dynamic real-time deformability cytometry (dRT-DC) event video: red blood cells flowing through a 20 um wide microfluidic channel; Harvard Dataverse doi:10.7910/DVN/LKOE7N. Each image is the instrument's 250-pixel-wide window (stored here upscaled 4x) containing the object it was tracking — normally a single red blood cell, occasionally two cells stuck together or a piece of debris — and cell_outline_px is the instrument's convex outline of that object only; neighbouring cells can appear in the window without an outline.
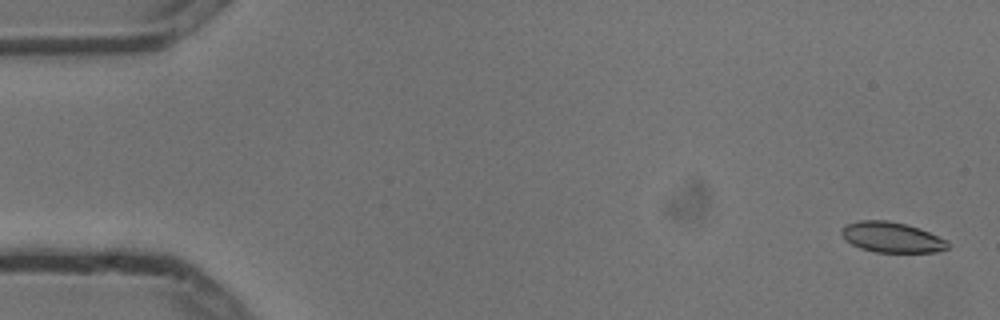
{"species": "common noctule bat (a hibernating species)", "species_latin": "Nyctalus noctula", "temperature_condition": "cold", "stored_images_in_passage": 5, "camera_frame_rate_fps": 3000, "um_per_image_px": 0.085, "animal": {"sex": "male", "body_mass_g": 13.3}, "frame": {"image": 1, "passage_image": 1, "time_ms": 0.0, "image_size_px": [1000, 320], "cell_outline_px": [[948, 248], [936, 252], [876, 252], [860, 248], [844, 240], [840, 232], [840, 228], [844, 224], [860, 220], [888, 220], [908, 224], [920, 228], [948, 240]], "centroid_in_image_um": [75.77, 20.15], "position_along_channel_um": 9.2, "area_um2": 19.13}}
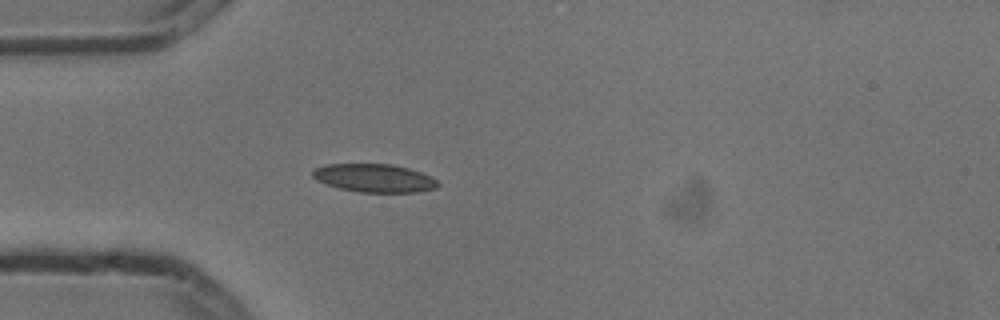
{"frame": {"image": 2, "passage_image": 5, "time_ms": 1.333, "image_size_px": [1000, 320], "cell_outline_px": [[440, 184], [436, 188], [416, 192], [360, 192], [340, 188], [316, 180], [312, 176], [312, 172], [316, 168], [324, 164], [392, 164], [408, 168], [432, 176]], "centroid_in_image_um": [31.83, 15.13], "position_along_channel_um": 53.2, "area_um2": 20.52}}